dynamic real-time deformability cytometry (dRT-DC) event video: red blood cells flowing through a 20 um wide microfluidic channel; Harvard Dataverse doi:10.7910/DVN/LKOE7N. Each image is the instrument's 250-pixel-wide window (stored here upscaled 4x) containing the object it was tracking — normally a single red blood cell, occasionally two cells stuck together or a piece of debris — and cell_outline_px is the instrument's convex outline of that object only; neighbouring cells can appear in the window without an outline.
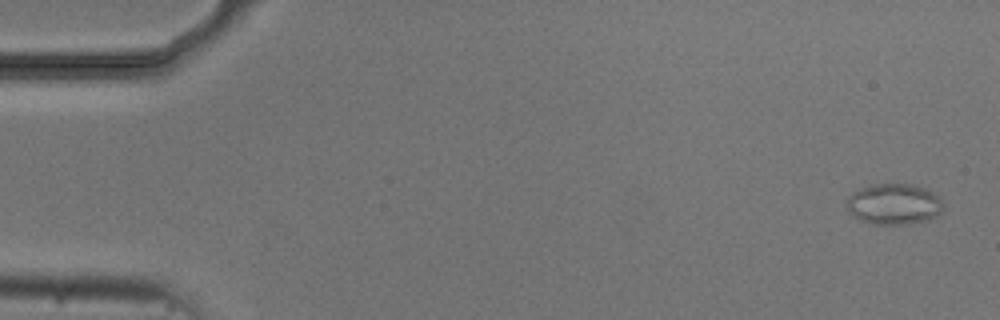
{"species": "common noctule bat (a hibernating species)", "species_latin": "Nyctalus noctula", "temperature_condition": "cold", "stored_images_in_passage": 5, "camera_frame_rate_fps": 3000, "um_per_image_px": 0.085, "animal": {"sex": "male", "body_mass_g": 20.5, "forearm_length_mm": 52.5}, "frame": {"image": 1, "passage_image": 1, "time_ms": 0.0, "image_size_px": [1000, 320], "cell_outline_px": [[944, 208], [936, 216], [924, 220], [908, 224], [872, 224], [860, 220], [852, 216], [848, 212], [848, 196], [852, 192], [860, 188], [876, 184], [908, 184], [924, 188], [932, 192], [944, 204]], "centroid_in_image_um": [75.95, 17.35], "position_along_channel_um": 9.0, "area_um2": 22.83}}
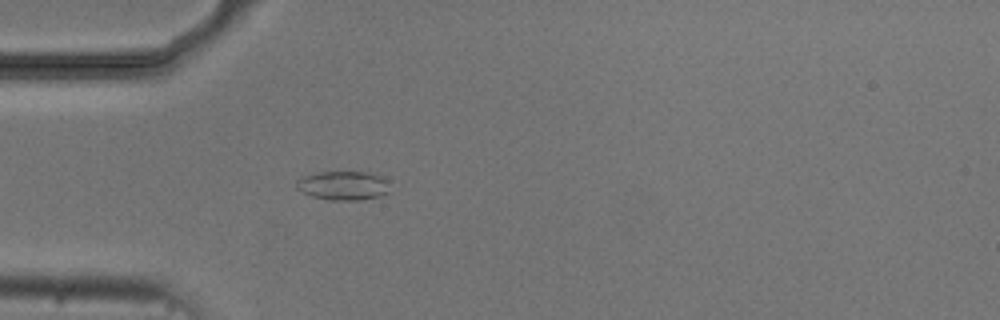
{"frame": {"image": 2, "passage_image": 5, "time_ms": 4.667, "image_size_px": [1000, 320], "cell_outline_px": [[388, 192], [380, 196], [356, 200], [328, 200], [312, 196], [296, 188], [296, 180], [304, 176], [320, 172], [364, 172], [380, 176], [388, 180]], "centroid_in_image_um": [29.16, 15.77], "position_along_channel_um": 55.8, "area_um2": 15.61}}